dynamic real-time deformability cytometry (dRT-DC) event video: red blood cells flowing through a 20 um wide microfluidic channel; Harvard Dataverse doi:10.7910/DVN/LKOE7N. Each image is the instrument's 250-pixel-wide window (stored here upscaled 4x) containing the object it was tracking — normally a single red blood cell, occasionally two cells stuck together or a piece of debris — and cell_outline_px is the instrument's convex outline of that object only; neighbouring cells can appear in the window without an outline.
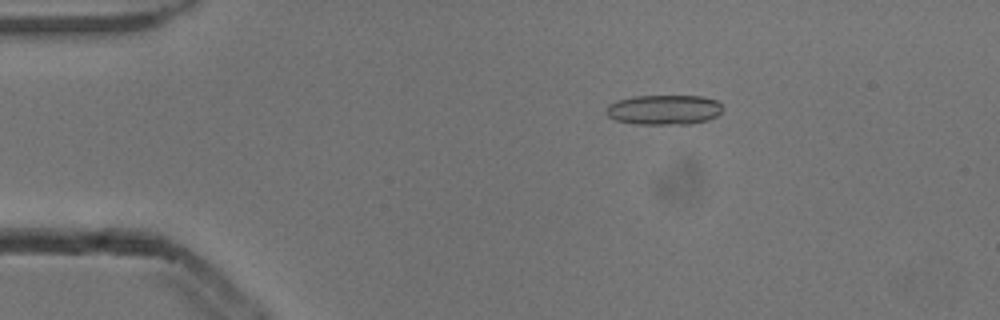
{"species": "common noctule bat (a hibernating species)", "species_latin": "Nyctalus noctula", "temperature_condition": "cold", "stored_images_in_passage": 4, "camera_frame_rate_fps": 3000, "um_per_image_px": 0.085, "animal": {"sex": "male", "body_mass_g": 13.3}, "frame": {"image": 1, "passage_image": 3, "time_ms": 0.667, "image_size_px": [1000, 320], "cell_outline_px": [[724, 108], [716, 116], [708, 120], [692, 124], [636, 124], [616, 120], [608, 116], [604, 112], [604, 108], [608, 104], [616, 100], [632, 96], [704, 96], [716, 100]], "centroid_in_image_um": [56.41, 9.32], "position_along_channel_um": 28.6, "area_um2": 20.58}}